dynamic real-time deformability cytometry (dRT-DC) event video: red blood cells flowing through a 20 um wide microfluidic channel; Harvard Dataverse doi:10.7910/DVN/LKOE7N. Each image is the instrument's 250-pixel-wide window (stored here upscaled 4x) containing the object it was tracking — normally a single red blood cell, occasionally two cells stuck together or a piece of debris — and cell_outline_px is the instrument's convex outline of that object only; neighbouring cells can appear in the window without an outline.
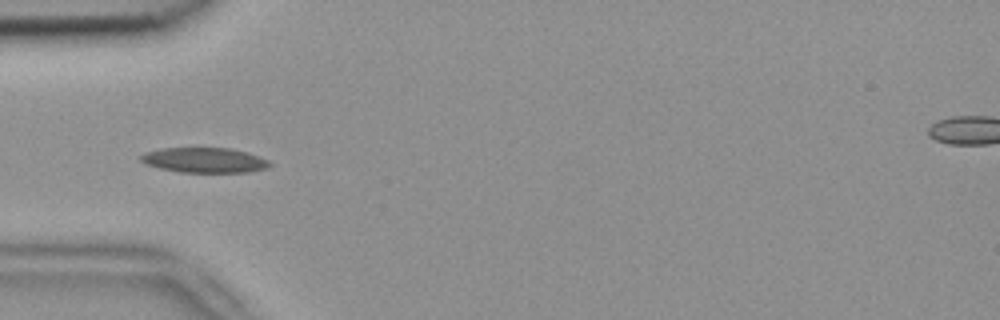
{"species": "common noctule bat (a hibernating species)", "species_latin": "Nyctalus noctula", "temperature_condition": "room temperature", "stored_images_in_passage": 6, "camera_frame_rate_fps": 3000, "um_per_image_px": 0.085, "animal": {"sex": "female", "body_mass_g": 18.4}, "frame": {"image": 1, "passage_image": 4, "time_ms": 1.0, "image_size_px": [1000, 320], "cell_outline_px": [[272, 164], [268, 168], [248, 172], [180, 172], [160, 168], [144, 164], [140, 160], [140, 156], [144, 152], [160, 148], [232, 148], [248, 152], [268, 160]], "centroid_in_image_um": [17.37, 13.61], "position_along_channel_um": 67.6, "area_um2": 18.96}}